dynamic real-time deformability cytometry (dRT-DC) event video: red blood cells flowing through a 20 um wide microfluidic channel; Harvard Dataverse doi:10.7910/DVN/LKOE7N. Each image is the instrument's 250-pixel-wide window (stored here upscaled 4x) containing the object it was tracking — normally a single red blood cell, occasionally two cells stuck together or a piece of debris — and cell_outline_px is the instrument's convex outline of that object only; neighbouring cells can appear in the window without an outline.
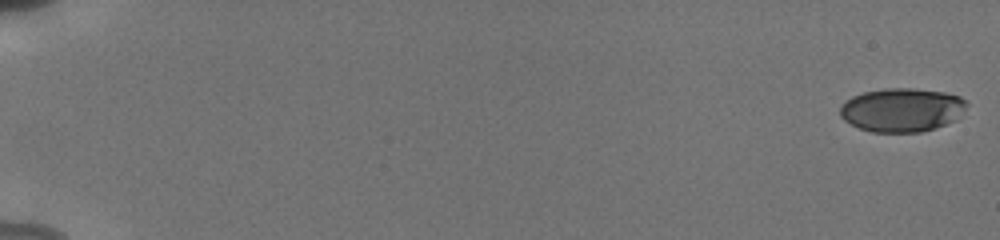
{"species": "human", "species_latin": "Homo sapiens", "temperature_condition": "cold", "stored_images_in_passage": 25, "camera_frame_rate_fps": 3000, "um_per_image_px": 0.085, "donor": {"sex": "male"}, "frame": {"image": 1, "passage_image": 1, "time_ms": 0.0, "image_size_px": [1000, 240], "cell_outline_px": [[968, 104], [956, 120], [936, 128], [920, 132], [872, 132], [860, 128], [844, 120], [840, 116], [840, 108], [852, 96], [864, 92], [884, 88], [912, 88], [944, 92], [960, 96]], "centroid_in_image_um": [76.68, 9.34], "position_along_channel_um": 8.3, "area_um2": 32.19}}
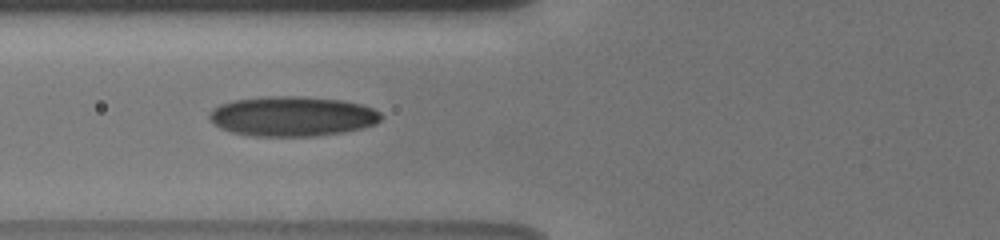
{"frame": {"image": 2, "passage_image": 17, "time_ms": 7.667, "image_size_px": [1000, 240], "cell_outline_px": [[384, 116], [376, 124], [364, 128], [344, 132], [316, 136], [252, 136], [232, 132], [220, 128], [212, 124], [208, 116], [208, 112], [212, 108], [220, 104], [232, 100], [264, 96], [304, 96], [344, 100], [360, 104], [372, 108], [380, 112]], "centroid_in_image_um": [24.83, 9.88], "position_along_channel_um": 101.0, "area_um2": 40.52}}
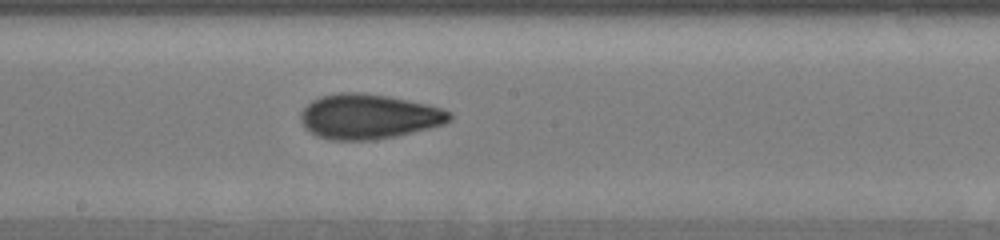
{"frame": {"image": 3, "passage_image": 25, "time_ms": 10.667, "image_size_px": [1000, 240], "cell_outline_px": [[452, 120], [444, 124], [396, 136], [376, 140], [328, 140], [316, 136], [308, 132], [304, 128], [300, 120], [300, 112], [312, 100], [320, 96], [340, 92], [356, 92], [388, 96], [428, 104], [452, 112]], "centroid_in_image_um": [31.3, 9.91], "position_along_channel_um": 216.9, "area_um2": 39.25}}